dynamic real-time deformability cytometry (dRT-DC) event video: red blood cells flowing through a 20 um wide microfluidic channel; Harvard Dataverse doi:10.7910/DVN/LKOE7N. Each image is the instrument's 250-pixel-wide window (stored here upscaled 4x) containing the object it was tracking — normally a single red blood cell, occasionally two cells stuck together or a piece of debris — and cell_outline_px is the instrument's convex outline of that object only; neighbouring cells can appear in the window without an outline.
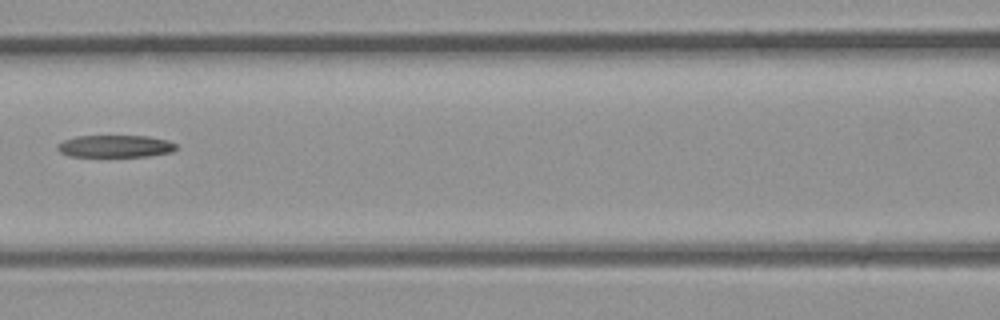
{"species": "common noctule bat (a hibernating species)", "species_latin": "Nyctalus noctula", "temperature_condition": "room temperature", "stored_images_in_passage": 4, "camera_frame_rate_fps": 3000, "um_per_image_px": 0.085, "animal": {"sex": "male", "body_mass_g": 23.1, "forearm_length_mm": 52.7}, "frame": {"image": 1, "passage_image": 4, "time_ms": 1.0, "image_size_px": [1000, 320], "cell_outline_px": [[176, 148], [172, 152], [148, 156], [68, 156], [60, 152], [56, 148], [56, 144], [64, 140], [76, 136], [148, 136], [168, 140], [176, 144]], "centroid_in_image_um": [9.78, 12.42], "position_along_channel_um": 156.8, "area_um2": 15.37}}